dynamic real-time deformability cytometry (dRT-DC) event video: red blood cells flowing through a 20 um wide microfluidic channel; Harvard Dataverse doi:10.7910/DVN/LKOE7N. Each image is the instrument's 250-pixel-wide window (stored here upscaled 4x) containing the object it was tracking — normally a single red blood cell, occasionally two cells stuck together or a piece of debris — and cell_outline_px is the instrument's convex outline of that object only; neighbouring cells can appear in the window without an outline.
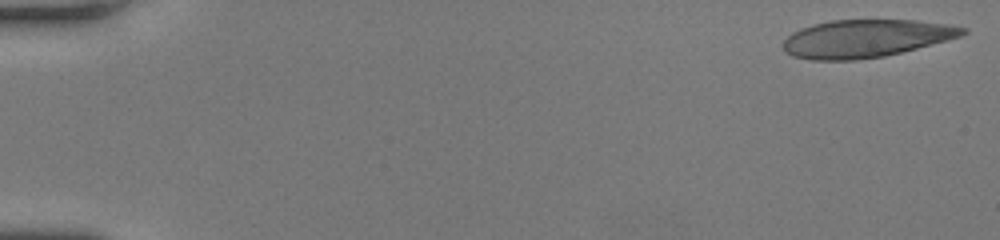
{"species": "human", "species_latin": "Homo sapiens", "temperature_condition": "room temperature", "stored_images_in_passage": 44, "camera_frame_rate_fps": 3000, "um_per_image_px": 0.085, "donor": {"sex": "female"}, "frame": {"image": 1, "passage_image": 1, "time_ms": 0.0, "image_size_px": [1000, 240], "cell_outline_px": [[968, 32], [960, 36], [948, 40], [884, 56], [856, 60], [808, 60], [792, 56], [784, 52], [784, 40], [792, 32], [800, 28], [812, 24], [832, 20], [916, 20], [948, 24], [968, 28]], "centroid_in_image_um": [73.57, 3.27], "position_along_channel_um": 11.4, "area_um2": 39.59}}
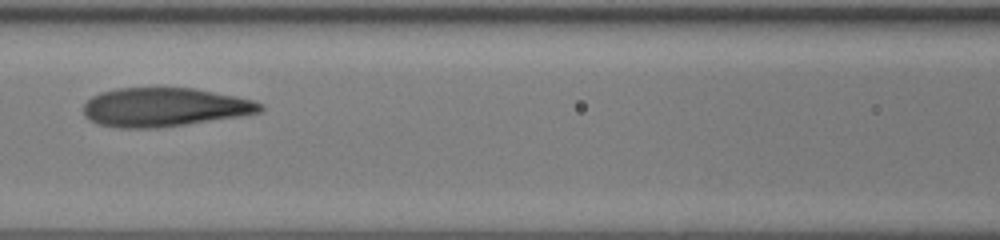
{"frame": {"image": 2, "passage_image": 24, "time_ms": 7.667, "image_size_px": [1000, 240], "cell_outline_px": [[264, 108], [260, 112], [240, 116], [160, 128], [120, 128], [96, 124], [84, 116], [84, 104], [92, 96], [100, 92], [116, 88], [192, 88], [252, 100], [264, 104]], "centroid_in_image_um": [13.93, 9.12], "position_along_channel_um": 152.7, "area_um2": 39.88}}
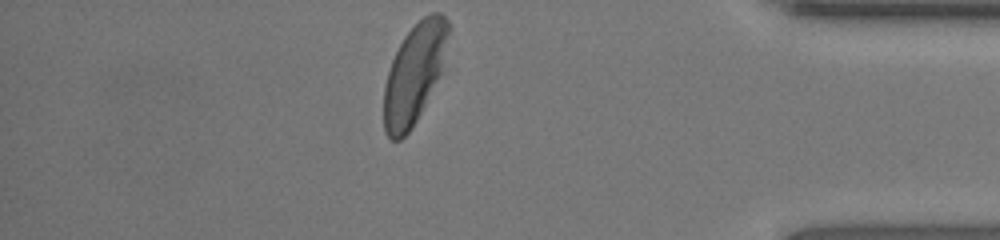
{"frame": {"image": 3, "passage_image": 44, "time_ms": 14.333, "image_size_px": [1000, 240], "cell_outline_px": [[452, 28], [440, 72], [412, 128], [400, 140], [392, 140], [384, 132], [384, 84], [392, 60], [404, 36], [424, 16], [432, 12], [440, 12], [448, 20]], "centroid_in_image_um": [35.21, 6.22], "position_along_channel_um": 400.0, "area_um2": 36.93}, "authors_computed_cell_mechanics": {"area_um2": 40.749, "velocity_mm_per_s": 4.1612, "shape_relaxation_time_tau1_ms": 4.9652, "shape_relaxation_time_tau2_ms": 0.889, "deformation_change_tau1": 0.2019, "deformation_change_tau2": 0.072}}